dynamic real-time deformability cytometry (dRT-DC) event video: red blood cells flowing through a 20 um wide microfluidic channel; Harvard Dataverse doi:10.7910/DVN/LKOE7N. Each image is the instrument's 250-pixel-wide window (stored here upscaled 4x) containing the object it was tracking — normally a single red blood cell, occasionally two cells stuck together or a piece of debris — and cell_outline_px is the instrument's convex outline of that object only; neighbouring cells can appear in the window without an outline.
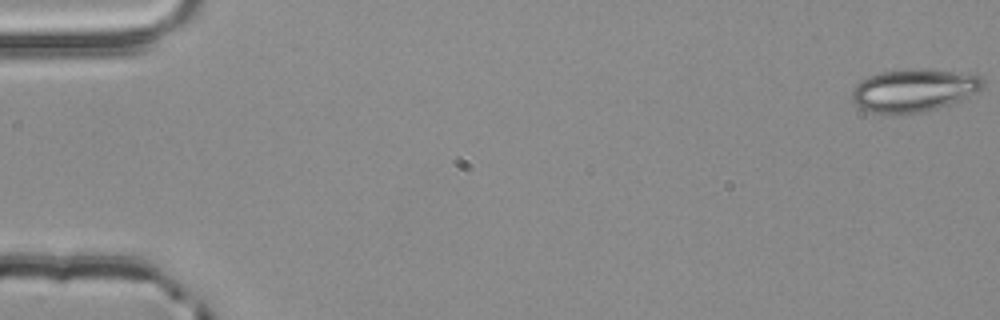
{"species": "common noctule bat (a hibernating species)", "species_latin": "Nyctalus noctula", "temperature_condition": "room temperature", "stored_images_in_passage": 55, "camera_frame_rate_fps": 3000, "um_per_image_px": 0.085, "animal": {"sex": "male", "body_mass_g": 20.4}, "frame": {"image": 1, "passage_image": 1, "time_ms": 0.0, "image_size_px": [1000, 320], "cell_outline_px": [[984, 88], [960, 100], [924, 112], [900, 116], [896, 116], [868, 112], [860, 108], [852, 100], [852, 88], [860, 80], [868, 76], [880, 72], [900, 68], [920, 68], [960, 72], [980, 76], [984, 80]], "centroid_in_image_um": [77.62, 7.68], "position_along_channel_um": 7.4, "area_um2": 33.52}}
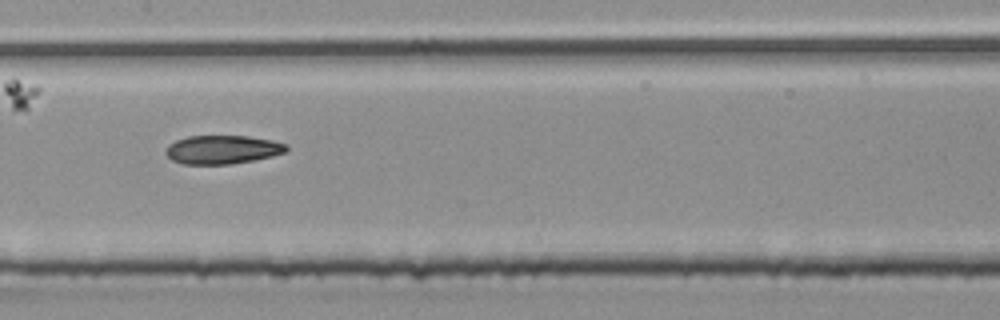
{"frame": {"image": 2, "passage_image": 28, "time_ms": 9.0, "image_size_px": [1000, 320], "cell_outline_px": [[288, 152], [272, 156], [232, 164], [184, 164], [172, 160], [164, 152], [168, 144], [176, 140], [188, 136], [248, 136], [272, 140], [284, 144], [288, 148]], "centroid_in_image_um": [18.89, 12.71], "position_along_channel_um": 188.5, "area_um2": 20.11}}
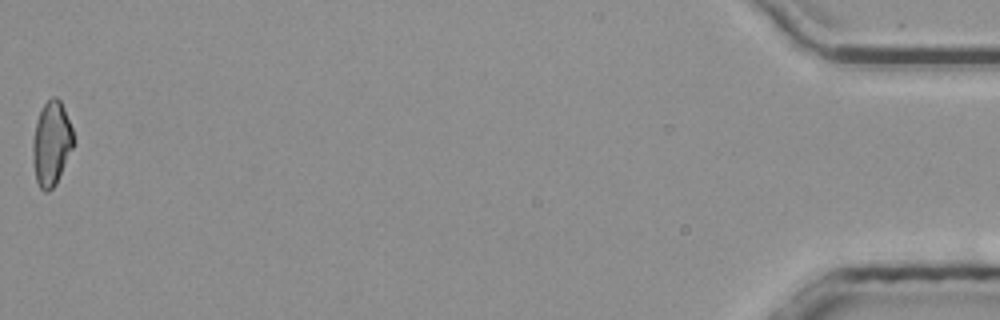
{"frame": {"image": 3, "passage_image": 55, "time_ms": 18.0, "image_size_px": [1000, 320], "cell_outline_px": [[76, 140], [56, 184], [48, 192], [44, 192], [40, 188], [36, 180], [32, 160], [32, 144], [36, 120], [44, 104], [52, 96], [56, 96], [60, 100], [64, 108], [72, 128]], "centroid_in_image_um": [4.37, 12.2], "position_along_channel_um": 430.8, "area_um2": 20.17}}